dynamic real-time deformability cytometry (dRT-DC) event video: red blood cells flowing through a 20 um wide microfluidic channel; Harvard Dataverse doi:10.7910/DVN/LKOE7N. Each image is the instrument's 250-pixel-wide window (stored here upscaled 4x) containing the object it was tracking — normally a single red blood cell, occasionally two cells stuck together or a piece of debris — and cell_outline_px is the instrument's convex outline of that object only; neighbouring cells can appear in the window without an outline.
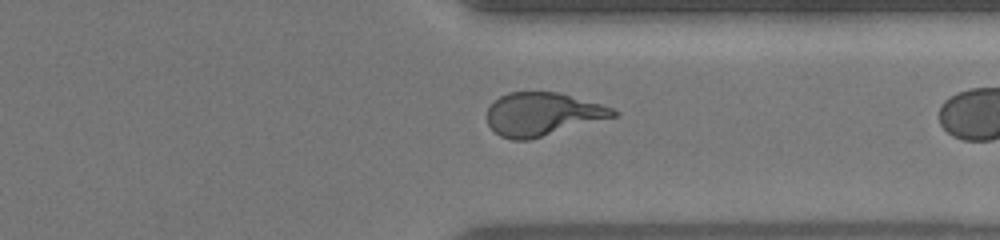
{"species": "human", "species_latin": "Homo sapiens", "temperature_condition": "warm", "stored_images_in_passage": 37, "segment_of_instrument_passage": [2, 2], "camera_frame_rate_fps": 3000, "um_per_image_px": 0.085, "donor": {"sex": "female"}, "frame": {"image": 1, "passage_image": 36, "time_ms": 11.667, "image_size_px": [1000, 240], "cell_outline_px": [[620, 112], [616, 116], [528, 140], [512, 140], [500, 136], [488, 124], [488, 108], [500, 96], [508, 92], [560, 92], [600, 104], [612, 108]], "centroid_in_image_um": [46.11, 9.7], "position_along_channel_um": 365.3, "area_um2": 31.39}}